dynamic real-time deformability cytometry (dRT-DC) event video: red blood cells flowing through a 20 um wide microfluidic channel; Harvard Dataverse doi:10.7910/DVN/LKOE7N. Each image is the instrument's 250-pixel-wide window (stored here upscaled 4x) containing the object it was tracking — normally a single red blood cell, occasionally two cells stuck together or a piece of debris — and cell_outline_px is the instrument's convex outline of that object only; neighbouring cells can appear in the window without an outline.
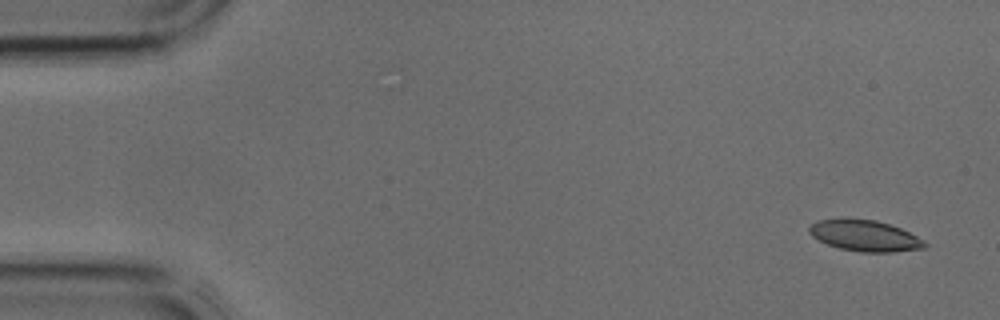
{"species": "common noctule bat (a hibernating species)", "species_latin": "Nyctalus noctula", "temperature_condition": "cold", "stored_images_in_passage": 5, "camera_frame_rate_fps": 3000, "um_per_image_px": 0.085, "animal": {"sex": "male", "body_mass_g": 17.9, "forearm_length_mm": 54.2}, "frame": {"image": 1, "passage_image": 1, "time_ms": 0.0, "image_size_px": [1000, 320], "cell_outline_px": [[928, 244], [924, 248], [892, 252], [860, 252], [840, 248], [828, 244], [812, 236], [808, 232], [808, 228], [816, 220], [876, 220], [900, 228], [924, 240]], "centroid_in_image_um": [73.53, 20.06], "position_along_channel_um": 11.5, "area_um2": 20.4}}
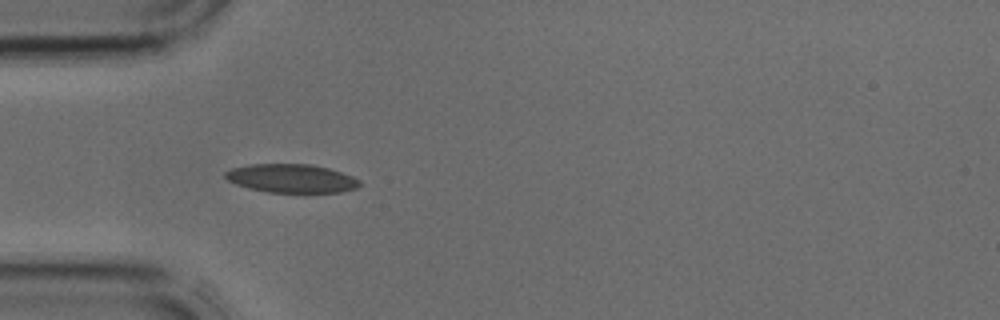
{"frame": {"image": 2, "passage_image": 3, "time_ms": 0.667, "image_size_px": [1000, 320], "cell_outline_px": [[360, 184], [356, 188], [340, 192], [268, 192], [248, 188], [236, 184], [228, 180], [224, 176], [224, 172], [232, 168], [252, 164], [312, 164], [328, 168], [352, 176], [360, 180]], "centroid_in_image_um": [24.76, 15.16], "position_along_channel_um": 60.2, "area_um2": 22.25}}